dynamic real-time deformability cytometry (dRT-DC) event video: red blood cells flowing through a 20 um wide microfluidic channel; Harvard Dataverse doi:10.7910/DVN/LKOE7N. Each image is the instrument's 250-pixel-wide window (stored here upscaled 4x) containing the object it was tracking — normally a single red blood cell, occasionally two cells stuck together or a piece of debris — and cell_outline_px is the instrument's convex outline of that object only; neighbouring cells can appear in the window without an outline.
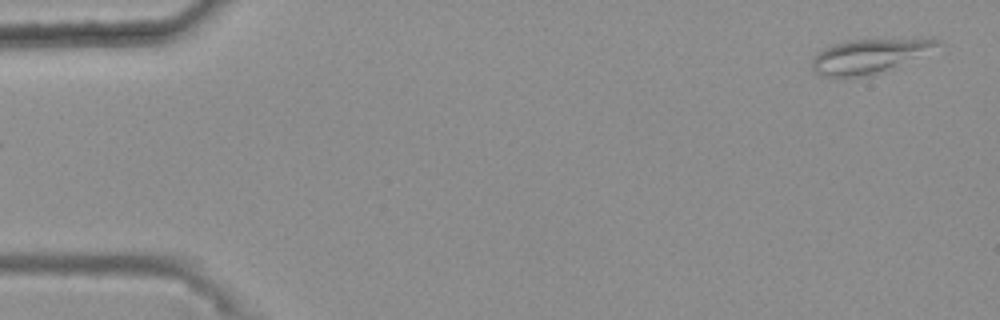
{"species": "common noctule bat (a hibernating species)", "species_latin": "Nyctalus noctula", "temperature_condition": "warm", "stored_images_in_passage": 48, "camera_frame_rate_fps": 3000, "um_per_image_px": 0.085, "animal": {"sex": "female", "body_mass_g": 25.1}, "frame": {"image": 1, "passage_image": 1, "time_ms": 0.0, "image_size_px": [1000, 320], "cell_outline_px": [[940, 44], [896, 64], [868, 76], [820, 76], [812, 68], [812, 56], [816, 52], [828, 44], [848, 40], [912, 36], [932, 36], [940, 40]], "centroid_in_image_um": [73.8, 4.67], "position_along_channel_um": 11.2, "area_um2": 25.09}}
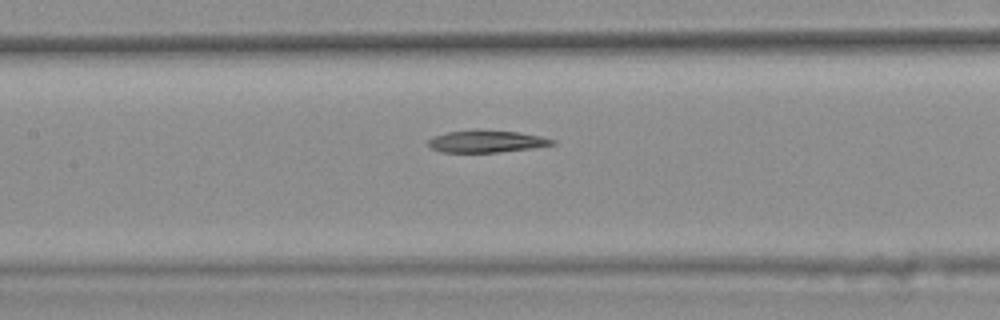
{"frame": {"image": 2, "passage_image": 24, "time_ms": 7.667, "image_size_px": [1000, 320], "cell_outline_px": [[556, 144], [536, 148], [496, 152], [440, 152], [432, 148], [428, 144], [428, 140], [436, 136], [448, 132], [476, 128], [520, 132], [540, 136], [556, 140]], "centroid_in_image_um": [41.4, 12.0], "position_along_channel_um": 166.0, "area_um2": 16.3}}
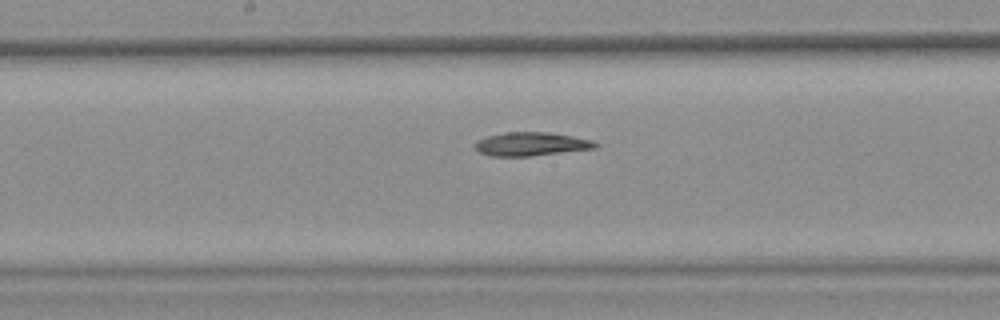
{"frame": {"image": 3, "passage_image": 27, "time_ms": 8.667, "image_size_px": [1000, 320], "cell_outline_px": [[600, 144], [596, 148], [528, 156], [492, 156], [480, 152], [472, 144], [476, 140], [488, 136], [504, 132], [548, 132], [572, 136], [592, 140]], "centroid_in_image_um": [45.13, 12.23], "position_along_channel_um": 203.1, "area_um2": 16.47}}